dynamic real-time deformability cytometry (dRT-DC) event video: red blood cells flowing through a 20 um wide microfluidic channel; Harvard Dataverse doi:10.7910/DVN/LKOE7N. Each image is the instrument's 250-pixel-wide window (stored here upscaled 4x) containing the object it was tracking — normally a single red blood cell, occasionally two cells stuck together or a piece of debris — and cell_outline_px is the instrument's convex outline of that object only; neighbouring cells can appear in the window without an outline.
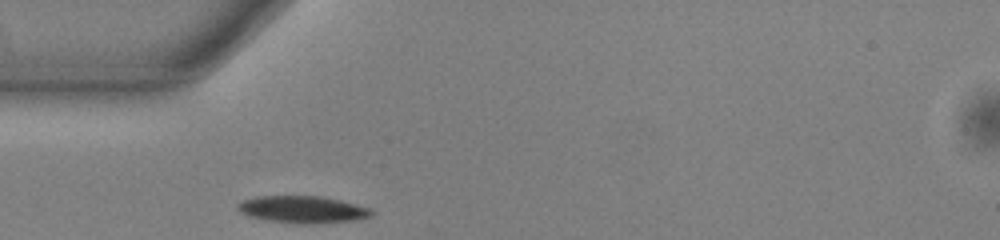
{"species": "common noctule bat (a hibernating species)", "species_latin": "Nyctalus noctula", "temperature_condition": "warm", "stored_images_in_passage": 30, "camera_frame_rate_fps": 3000, "um_per_image_px": 0.085, "animal": {"sex": "male", "body_mass_g": 13.0, "forearm_length_mm": 53.1}, "frame": {"image": 1, "passage_image": 1, "time_ms": 0.0, "image_size_px": [1000, 240], "cell_outline_px": [[376, 212], [372, 216], [352, 220], [316, 224], [304, 224], [268, 220], [252, 216], [240, 212], [236, 208], [236, 204], [240, 200], [256, 196], [324, 196], [372, 208]], "centroid_in_image_um": [25.74, 17.79], "position_along_channel_um": 59.3, "area_um2": 21.27}}
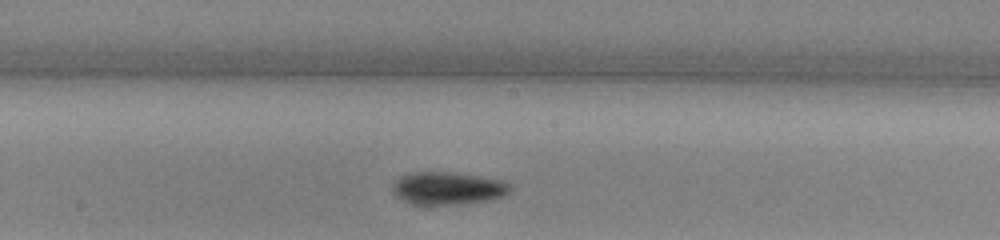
{"frame": {"image": 2, "passage_image": 13, "time_ms": 4.0, "image_size_px": [1000, 240], "cell_outline_px": [[512, 192], [504, 196], [488, 200], [456, 204], [412, 204], [396, 196], [392, 192], [392, 184], [400, 176], [408, 172], [452, 172], [500, 180], [508, 184], [512, 188]], "centroid_in_image_um": [38.03, 16.0], "position_along_channel_um": 210.2, "area_um2": 22.31}}
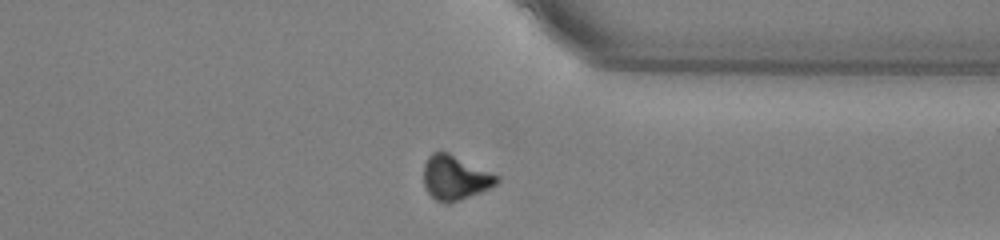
{"frame": {"image": 3, "passage_image": 26, "time_ms": 8.333, "image_size_px": [1000, 240], "cell_outline_px": [[500, 180], [496, 184], [480, 192], [448, 204], [436, 200], [428, 192], [424, 184], [424, 164], [428, 156], [432, 152], [448, 152], [500, 176]], "centroid_in_image_um": [38.68, 15.09], "position_along_channel_um": 372.7, "area_um2": 18.79}, "authors_computed_cell_mechanics": {"area_um2": 20.3745, "velocity_mm_per_s": 3.8367, "shape_relaxation_time_tau1_ms": 2.5619, "shape_relaxation_time_tau2_ms": null, "deformation_change_tau1": 0.1222, "deformation_change_tau2": null}}